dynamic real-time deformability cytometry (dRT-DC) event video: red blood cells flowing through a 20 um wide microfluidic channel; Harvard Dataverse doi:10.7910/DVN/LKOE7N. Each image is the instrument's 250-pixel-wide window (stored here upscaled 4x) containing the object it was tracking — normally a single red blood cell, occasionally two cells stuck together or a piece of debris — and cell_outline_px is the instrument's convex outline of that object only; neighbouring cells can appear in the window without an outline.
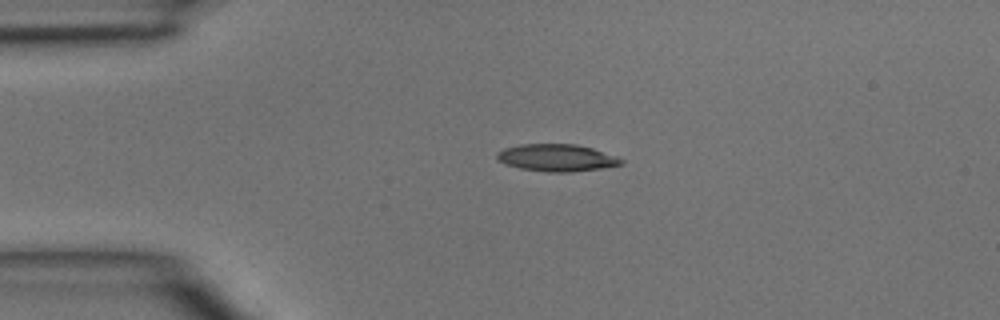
{"species": "common noctule bat (a hibernating species)", "species_latin": "Nyctalus noctula", "temperature_condition": "room temperature", "stored_images_in_passage": 2, "camera_frame_rate_fps": 3000, "um_per_image_px": 0.085, "animal": {"sex": "male", "body_mass_g": 15.6}, "frame": {"image": 1, "passage_image": 2, "time_ms": 0.333, "image_size_px": [1000, 320], "cell_outline_px": [[624, 164], [600, 168], [572, 172], [548, 172], [520, 168], [508, 164], [500, 160], [496, 156], [496, 152], [504, 148], [520, 144], [576, 144], [592, 148], [616, 156], [624, 160]], "centroid_in_image_um": [47.34, 13.4], "position_along_channel_um": 37.7, "area_um2": 19.54}}